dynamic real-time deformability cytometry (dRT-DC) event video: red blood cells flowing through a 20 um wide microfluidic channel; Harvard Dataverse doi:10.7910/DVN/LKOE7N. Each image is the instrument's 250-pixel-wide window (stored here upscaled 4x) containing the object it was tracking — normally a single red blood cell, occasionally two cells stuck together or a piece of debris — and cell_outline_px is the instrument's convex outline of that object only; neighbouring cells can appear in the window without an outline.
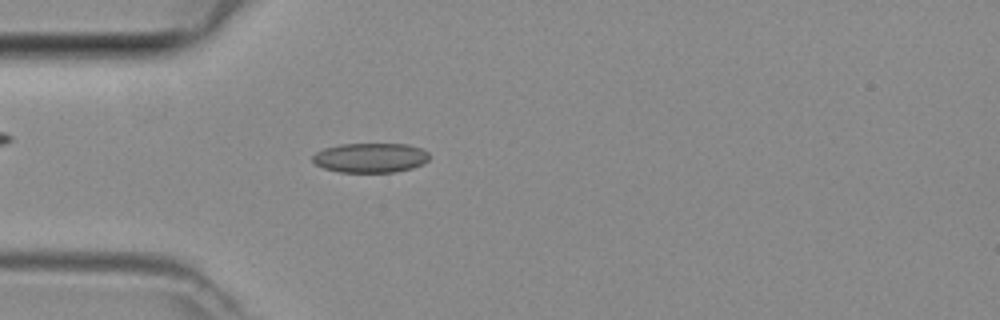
{"species": "common noctule bat (a hibernating species)", "species_latin": "Nyctalus noctula", "temperature_condition": "room temperature", "stored_images_in_passage": 42, "camera_frame_rate_fps": 3000, "um_per_image_px": 0.085, "animal": {"sex": "female", "body_mass_g": 29.2, "forearm_length_mm": 56.3}, "frame": {"image": 1, "passage_image": 8, "time_ms": 2.333, "image_size_px": [1000, 320], "cell_outline_px": [[428, 160], [424, 164], [412, 168], [396, 172], [340, 172], [324, 168], [316, 164], [312, 160], [312, 156], [316, 152], [324, 148], [340, 144], [408, 144], [420, 148], [428, 152]], "centroid_in_image_um": [31.49, 13.41], "position_along_channel_um": 53.5, "area_um2": 20.17}}
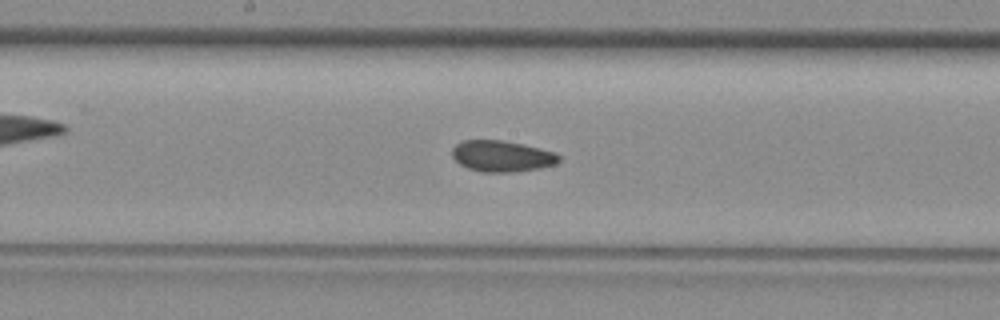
{"frame": {"image": 2, "passage_image": 19, "time_ms": 6.0, "image_size_px": [1000, 320], "cell_outline_px": [[560, 160], [556, 164], [540, 168], [516, 172], [480, 172], [468, 168], [460, 164], [452, 156], [452, 148], [456, 144], [464, 140], [500, 140], [524, 144], [556, 152], [560, 156]], "centroid_in_image_um": [42.68, 13.27], "position_along_channel_um": 205.5, "area_um2": 19.54}}
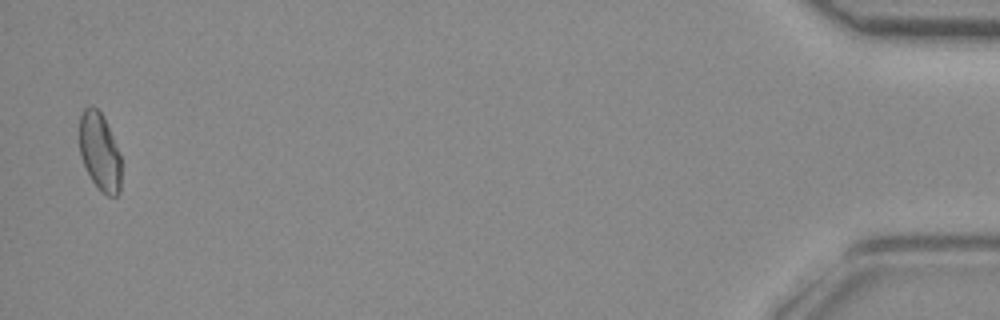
{"frame": {"image": 3, "passage_image": 41, "time_ms": 13.333, "image_size_px": [1000, 320], "cell_outline_px": [[120, 192], [116, 196], [108, 196], [100, 192], [92, 180], [80, 156], [80, 116], [84, 108], [96, 108], [104, 116], [120, 156]], "centroid_in_image_um": [8.47, 12.94], "position_along_channel_um": 426.7, "area_um2": 18.67}}